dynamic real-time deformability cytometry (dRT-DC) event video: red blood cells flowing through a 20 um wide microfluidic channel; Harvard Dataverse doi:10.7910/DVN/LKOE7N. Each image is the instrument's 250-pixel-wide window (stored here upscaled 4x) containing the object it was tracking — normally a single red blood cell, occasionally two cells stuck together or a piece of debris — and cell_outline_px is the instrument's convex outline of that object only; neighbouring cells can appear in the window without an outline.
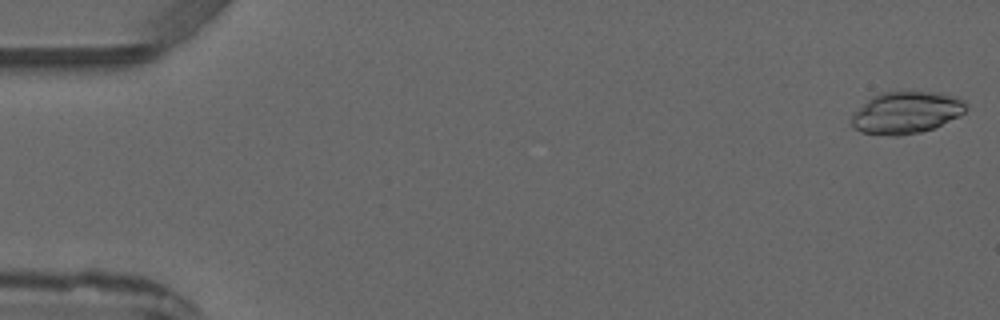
{"species": "common noctule bat (a hibernating species)", "species_latin": "Nyctalus noctula", "temperature_condition": "warm", "stored_images_in_passage": 4, "camera_frame_rate_fps": 3000, "um_per_image_px": 0.085, "animal": {"sex": "male", "forearm_length_mm": 52.5}, "frame": {"image": 1, "passage_image": 1, "time_ms": 0.0, "image_size_px": [1000, 320], "cell_outline_px": [[968, 108], [960, 116], [932, 128], [920, 132], [900, 136], [892, 136], [860, 132], [852, 124], [852, 116], [872, 96], [880, 92], [940, 92], [960, 96], [968, 104]], "centroid_in_image_um": [77.1, 9.56], "position_along_channel_um": 7.9, "area_um2": 28.03}}
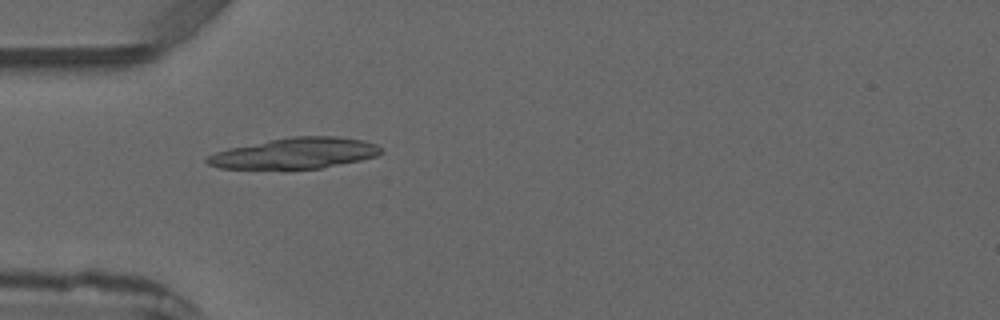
{"frame": {"image": 2, "passage_image": 4, "time_ms": 4.333, "image_size_px": [1000, 320], "cell_outline_px": [[384, 152], [376, 156], [360, 160], [320, 168], [220, 168], [208, 164], [204, 160], [208, 156], [216, 152], [228, 148], [292, 136], [336, 136], [364, 140], [376, 144]], "centroid_in_image_um": [25.1, 13.01], "position_along_channel_um": 59.9, "area_um2": 30.87}}